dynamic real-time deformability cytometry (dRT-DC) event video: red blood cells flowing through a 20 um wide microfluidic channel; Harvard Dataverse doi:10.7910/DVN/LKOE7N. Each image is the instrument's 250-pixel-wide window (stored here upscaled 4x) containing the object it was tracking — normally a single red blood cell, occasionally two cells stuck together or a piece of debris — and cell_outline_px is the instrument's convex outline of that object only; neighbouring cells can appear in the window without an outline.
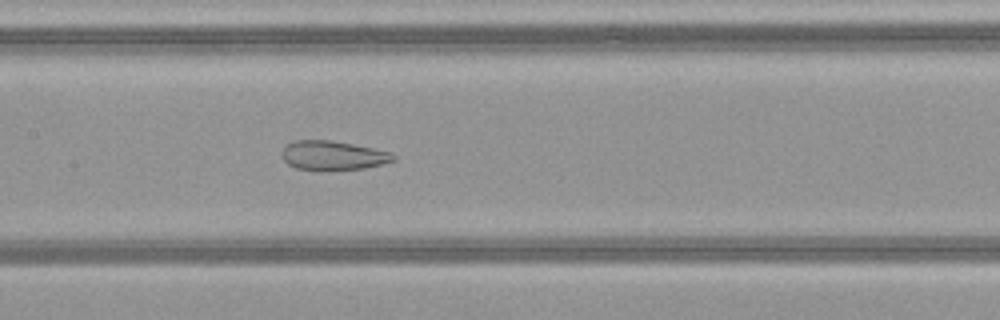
{"species": "common noctule bat (a hibernating species)", "species_latin": "Nyctalus noctula", "temperature_condition": "warm", "stored_images_in_passage": 50, "camera_frame_rate_fps": 3000, "um_per_image_px": 0.085, "animal": {"sex": "female", "body_mass_g": 21.9}, "frame": {"image": 1, "passage_image": 25, "time_ms": 8.0, "image_size_px": [1000, 320], "cell_outline_px": [[396, 160], [384, 164], [364, 168], [296, 168], [288, 164], [280, 156], [280, 152], [292, 140], [328, 140], [352, 144], [392, 152], [396, 156]], "centroid_in_image_um": [28.31, 13.18], "position_along_channel_um": 179.1, "area_um2": 18.5}}
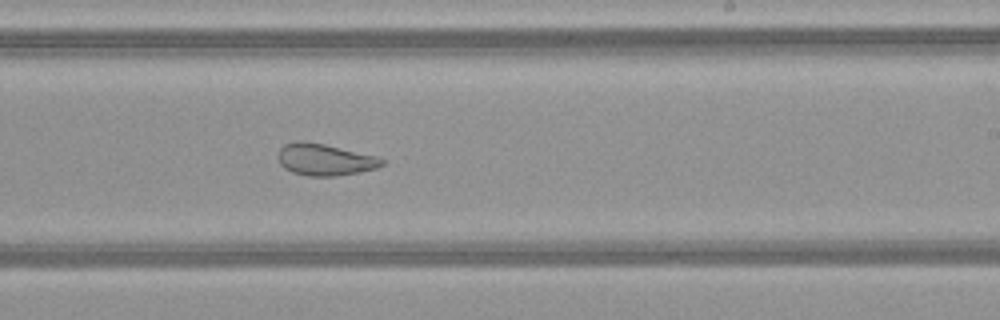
{"frame": {"image": 2, "passage_image": 31, "time_ms": 10.0, "image_size_px": [1000, 320], "cell_outline_px": [[384, 164], [376, 168], [360, 172], [336, 176], [308, 176], [292, 172], [284, 168], [280, 164], [276, 156], [280, 148], [284, 144], [296, 140], [304, 140], [324, 144], [376, 156], [384, 160]], "centroid_in_image_um": [27.55, 13.56], "position_along_channel_um": 261.4, "area_um2": 19.36}}
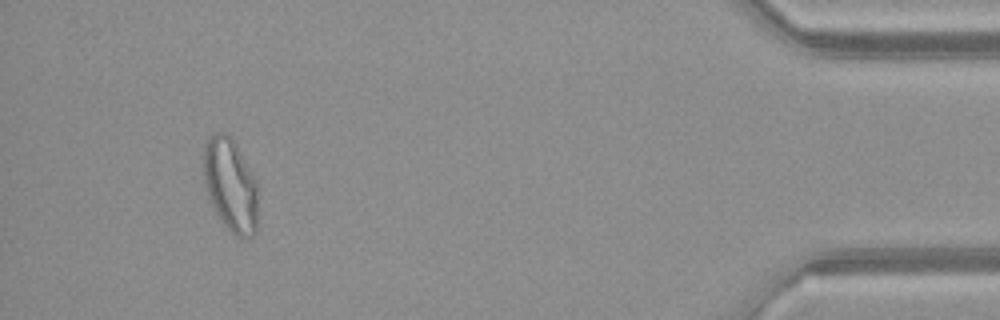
{"frame": {"image": 3, "passage_image": 47, "time_ms": 15.333, "image_size_px": [1000, 320], "cell_outline_px": [[256, 232], [252, 236], [236, 236], [224, 224], [212, 208], [208, 196], [204, 180], [204, 148], [208, 136], [216, 132], [224, 132], [232, 136], [256, 180]], "centroid_in_image_um": [19.57, 15.68], "position_along_channel_um": 415.6, "area_um2": 29.36}, "authors_computed_cell_mechanics": {"area_um2": 27.7729, "velocity_mm_per_s": 4.1404, "shape_relaxation_time_tau1_ms": null, "shape_relaxation_time_tau2_ms": 1.483, "deformation_change_tau1": null, "deformation_change_tau2": 0.0937}}